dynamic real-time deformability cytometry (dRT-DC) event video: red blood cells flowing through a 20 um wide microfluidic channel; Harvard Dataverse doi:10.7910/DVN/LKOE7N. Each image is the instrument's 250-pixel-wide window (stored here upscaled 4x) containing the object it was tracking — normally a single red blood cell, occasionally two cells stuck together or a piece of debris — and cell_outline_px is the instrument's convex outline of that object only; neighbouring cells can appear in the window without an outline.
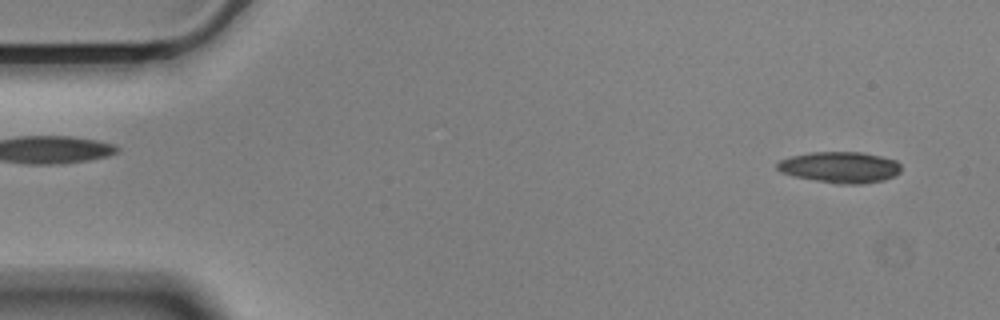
{"species": "Egyptian fruit bat (a non-hibernating species)", "species_latin": "Rousettus aegyptiacus", "temperature_condition": "cold", "stored_images_in_passage": 55, "camera_frame_rate_fps": 3000, "um_per_image_px": 0.085, "animal": {"sex": "male"}, "frame": {"image": 1, "passage_image": 3, "time_ms": 0.667, "image_size_px": [1000, 320], "cell_outline_px": [[900, 172], [896, 176], [884, 180], [864, 184], [836, 184], [792, 176], [780, 172], [776, 168], [776, 164], [780, 160], [792, 156], [808, 152], [860, 152], [880, 156], [896, 160], [900, 164]], "centroid_in_image_um": [71.4, 14.23], "position_along_channel_um": 13.6, "area_um2": 22.72}}
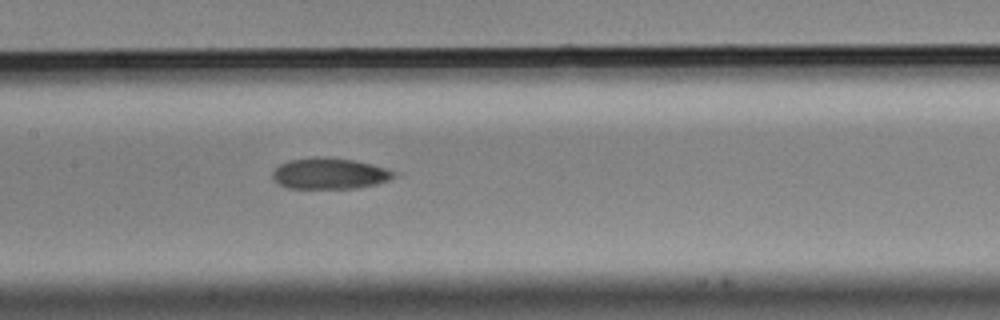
{"frame": {"image": 2, "passage_image": 26, "time_ms": 8.333, "image_size_px": [1000, 320], "cell_outline_px": [[400, 172], [396, 176], [388, 180], [376, 184], [356, 188], [288, 188], [280, 184], [272, 176], [272, 172], [280, 164], [288, 160], [316, 156], [328, 156], [352, 160], [372, 164]], "centroid_in_image_um": [28.05, 14.73], "position_along_channel_um": 179.4, "area_um2": 22.14}}
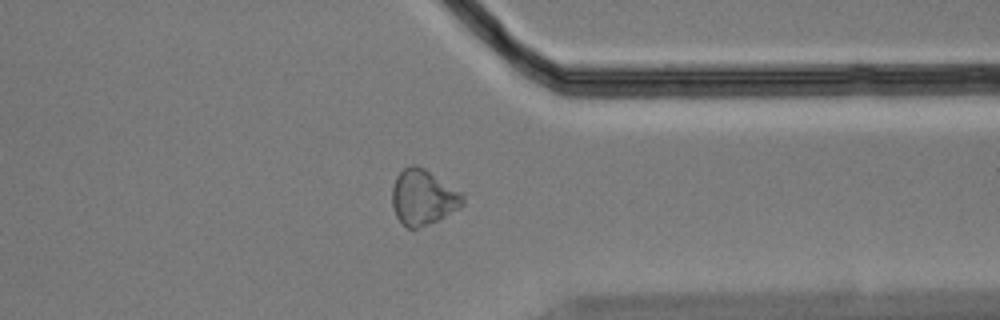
{"frame": {"image": 3, "passage_image": 43, "time_ms": 14.0, "image_size_px": [1000, 320], "cell_outline_px": [[464, 204], [460, 208], [428, 224], [416, 228], [408, 228], [396, 216], [392, 204], [392, 188], [396, 176], [404, 168], [412, 164], [416, 164], [424, 168], [460, 192], [464, 196]], "centroid_in_image_um": [35.94, 16.76], "position_along_channel_um": 375.5, "area_um2": 22.43}, "authors_computed_cell_mechanics": {"area_um2": 22.542, "velocity_mm_per_s": 3.545, "shape_relaxation_time_tau1_ms": null, "shape_relaxation_time_tau2_ms": 4.3065, "deformation_change_tau1": null, "deformation_change_tau2": 0.1163}}